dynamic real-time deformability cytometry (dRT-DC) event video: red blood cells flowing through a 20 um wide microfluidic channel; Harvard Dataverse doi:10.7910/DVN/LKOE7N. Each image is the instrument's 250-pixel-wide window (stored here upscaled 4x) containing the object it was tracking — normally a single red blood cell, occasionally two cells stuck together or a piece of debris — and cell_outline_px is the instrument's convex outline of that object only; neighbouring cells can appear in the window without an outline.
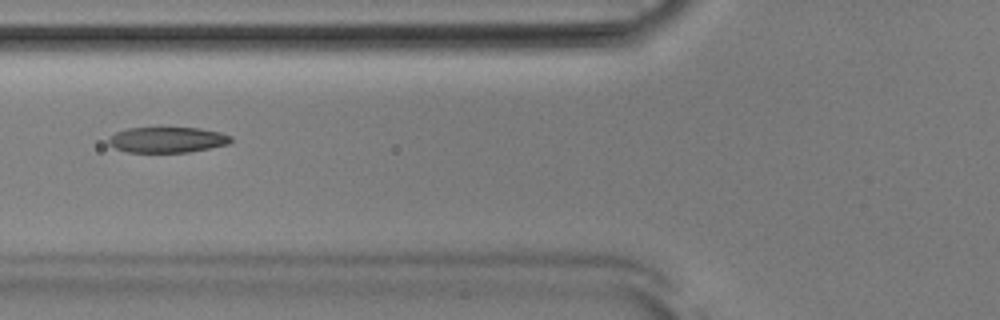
{"species": "Egyptian fruit bat (a non-hibernating species)", "species_latin": "Rousettus aegyptiacus", "temperature_condition": "room temperature", "stored_images_in_passage": 52, "camera_frame_rate_fps": 3000, "um_per_image_px": 0.085, "animal": {"sex": "male"}, "frame": {"image": 1, "passage_image": 20, "time_ms": 6.333, "image_size_px": [1000, 320], "cell_outline_px": [[232, 140], [228, 144], [188, 152], [128, 152], [116, 148], [108, 144], [108, 140], [116, 132], [128, 128], [200, 128], [220, 132], [232, 136]], "centroid_in_image_um": [14.23, 11.88], "position_along_channel_um": 111.6, "area_um2": 18.09}}
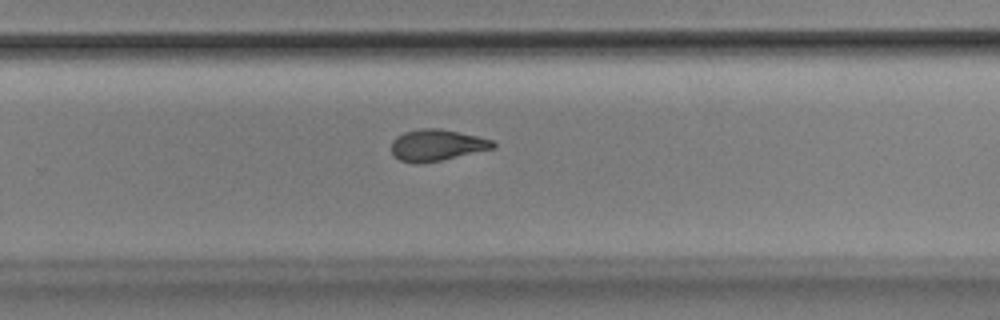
{"frame": {"image": 2, "passage_image": 34, "time_ms": 11.0, "image_size_px": [1000, 320], "cell_outline_px": [[496, 148], [440, 160], [400, 160], [392, 152], [392, 140], [396, 136], [404, 132], [420, 128], [440, 128], [476, 136], [492, 140], [496, 144]], "centroid_in_image_um": [37.17, 12.28], "position_along_channel_um": 292.6, "area_um2": 17.92}}
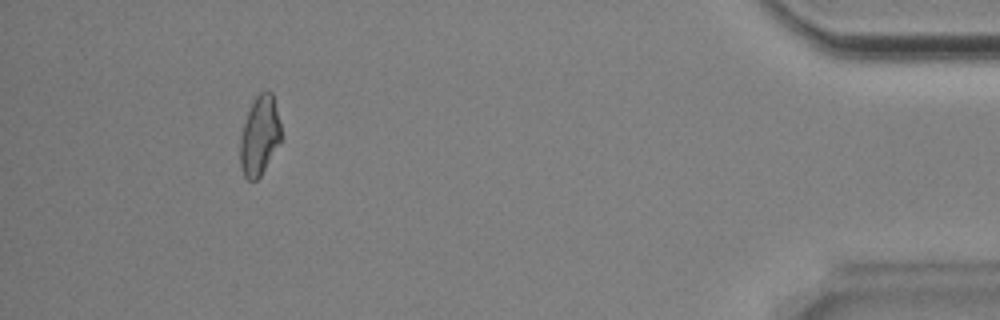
{"frame": {"image": 3, "passage_image": 48, "time_ms": 15.667, "image_size_px": [1000, 320], "cell_outline_px": [[280, 140], [260, 176], [256, 180], [248, 180], [244, 176], [240, 168], [240, 140], [244, 124], [248, 112], [256, 96], [260, 92], [272, 92], [280, 124]], "centroid_in_image_um": [22.04, 11.55], "position_along_channel_um": 413.2, "area_um2": 18.32}, "authors_computed_cell_mechanics": {"area_um2": 18.9584, "velocity_mm_per_s": 3.8862, "shape_relaxation_time_tau1_ms": 8.3723, "shape_relaxation_time_tau2_ms": 2.2944, "deformation_change_tau1": 0.2188, "deformation_change_tau2": 0.0961}}